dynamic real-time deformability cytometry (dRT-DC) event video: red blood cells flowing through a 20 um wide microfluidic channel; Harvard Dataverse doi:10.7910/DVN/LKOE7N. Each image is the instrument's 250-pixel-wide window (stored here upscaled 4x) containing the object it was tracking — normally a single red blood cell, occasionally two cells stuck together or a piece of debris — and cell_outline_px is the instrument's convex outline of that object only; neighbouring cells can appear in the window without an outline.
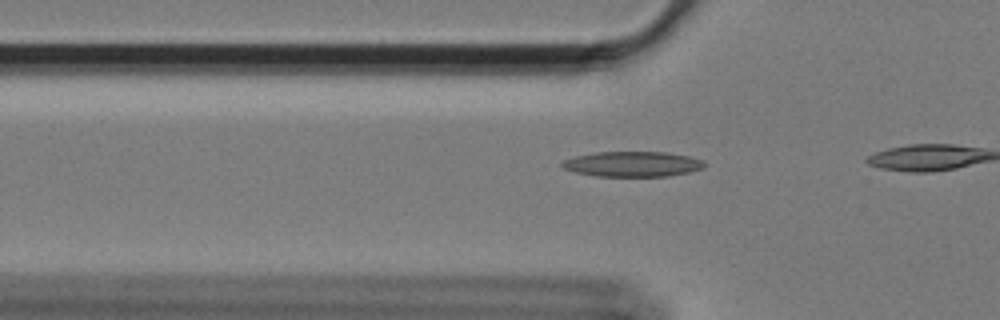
{"species": "Egyptian fruit bat (a non-hibernating species)", "species_latin": "Rousettus aegyptiacus", "temperature_condition": "cold", "stored_images_in_passage": 19, "camera_frame_rate_fps": 3000, "um_per_image_px": 0.085, "animal": {"sex": "female"}, "frame": {"image": 1, "passage_image": 16, "time_ms": 5.0, "image_size_px": [1000, 320], "cell_outline_px": [[704, 168], [688, 172], [668, 176], [596, 176], [576, 172], [564, 168], [560, 164], [564, 160], [576, 156], [596, 152], [664, 152], [688, 156], [704, 160]], "centroid_in_image_um": [53.77, 13.94], "position_along_channel_um": 72.0, "area_um2": 20.75}}